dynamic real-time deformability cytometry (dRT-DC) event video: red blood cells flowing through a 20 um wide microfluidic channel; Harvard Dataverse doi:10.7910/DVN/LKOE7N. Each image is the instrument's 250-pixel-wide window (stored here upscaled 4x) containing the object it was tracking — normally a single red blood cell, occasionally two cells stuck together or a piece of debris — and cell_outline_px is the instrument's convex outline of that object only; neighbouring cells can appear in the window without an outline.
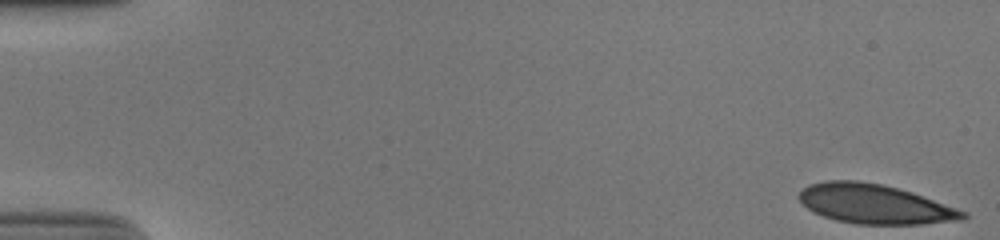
{"species": "human", "species_latin": "Homo sapiens", "temperature_condition": "cold", "stored_images_in_passage": 14, "camera_frame_rate_fps": 3000, "um_per_image_px": 0.085, "donor": {"sex": "male"}, "frame": {"image": 1, "passage_image": 1, "time_ms": 0.0, "image_size_px": [1000, 240], "cell_outline_px": [[968, 216], [964, 220], [920, 224], [856, 224], [836, 220], [812, 212], [796, 196], [808, 184], [824, 180], [856, 180], [880, 184], [912, 192], [968, 212]], "centroid_in_image_um": [74.35, 17.34], "position_along_channel_um": 10.7, "area_um2": 37.69}}